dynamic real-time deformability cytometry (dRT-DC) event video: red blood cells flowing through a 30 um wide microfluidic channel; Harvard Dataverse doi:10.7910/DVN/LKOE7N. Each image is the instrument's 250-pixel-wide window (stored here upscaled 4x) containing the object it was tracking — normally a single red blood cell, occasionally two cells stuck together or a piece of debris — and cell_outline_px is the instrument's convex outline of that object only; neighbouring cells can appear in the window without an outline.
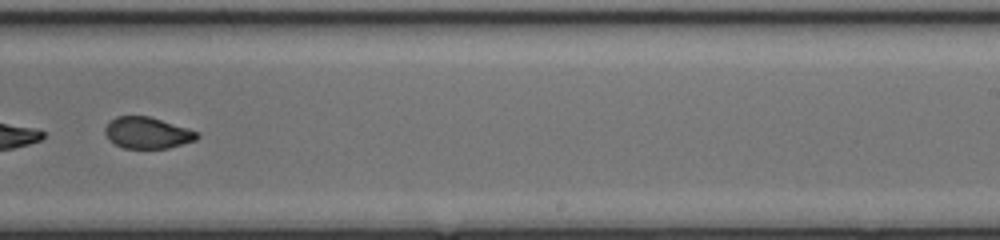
{"species": "common noctule bat (a hibernating species)", "species_latin": "Nyctalus noctula", "temperature_condition": "cold", "stored_images_in_passage": 49, "segment_of_instrument_passage": [2, 2], "camera_frame_rate_fps": 3000, "um_per_image_px": 0.085, "animal": {"sex": "female", "body_mass_g": 17.0, "forearm_length_mm": 48.0}, "frame": {"image": 1, "passage_image": 32, "time_ms": 10.333, "image_size_px": [1000, 240], "cell_outline_px": [[200, 136], [196, 140], [168, 148], [124, 148], [108, 140], [104, 132], [104, 128], [116, 116], [148, 116], [188, 128], [200, 132]], "centroid_in_image_um": [12.54, 11.29], "position_along_channel_um": 276.5, "area_um2": 16.82}}